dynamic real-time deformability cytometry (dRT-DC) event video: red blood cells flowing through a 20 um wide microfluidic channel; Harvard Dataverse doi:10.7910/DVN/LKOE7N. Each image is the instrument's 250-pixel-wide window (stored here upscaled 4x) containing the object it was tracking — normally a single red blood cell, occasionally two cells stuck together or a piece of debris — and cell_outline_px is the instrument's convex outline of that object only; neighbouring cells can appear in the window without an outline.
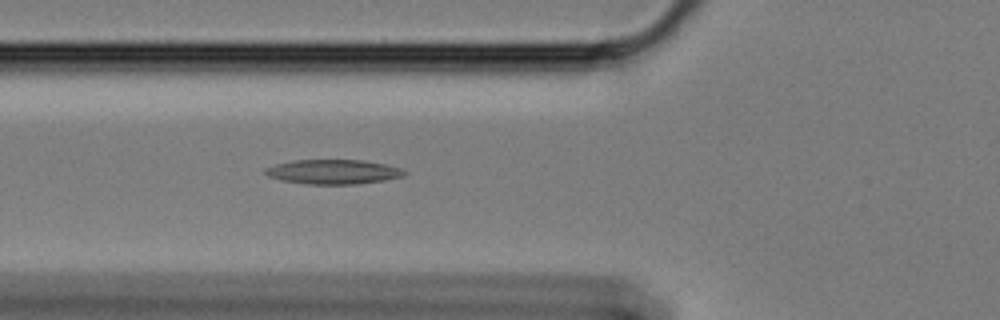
{"species": "Egyptian fruit bat (a non-hibernating species)", "species_latin": "Rousettus aegyptiacus", "temperature_condition": "cold", "stored_images_in_passage": 53, "camera_frame_rate_fps": 3000, "um_per_image_px": 0.085, "animal": {"sex": "female"}, "frame": {"image": 1, "passage_image": 16, "time_ms": 5.0, "image_size_px": [1000, 320], "cell_outline_px": [[408, 172], [404, 176], [384, 180], [356, 184], [308, 184], [280, 180], [268, 176], [264, 172], [264, 168], [276, 164], [292, 160], [360, 160], [384, 164], [400, 168]], "centroid_in_image_um": [28.3, 14.6], "position_along_channel_um": 97.5, "area_um2": 19.83}}
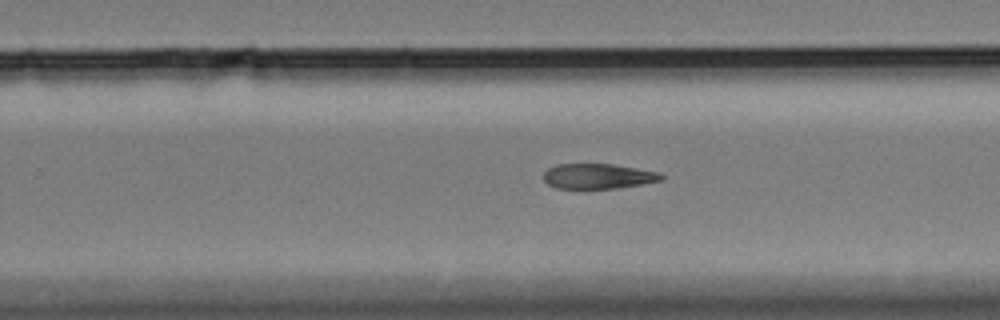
{"frame": {"image": 2, "passage_image": 32, "time_ms": 10.333, "image_size_px": [1000, 320], "cell_outline_px": [[664, 176], [660, 180], [640, 184], [616, 188], [556, 188], [548, 184], [544, 180], [544, 172], [548, 168], [556, 164], [612, 164], [636, 168], [656, 172]], "centroid_in_image_um": [50.77, 14.97], "position_along_channel_um": 279.0, "area_um2": 16.94}}
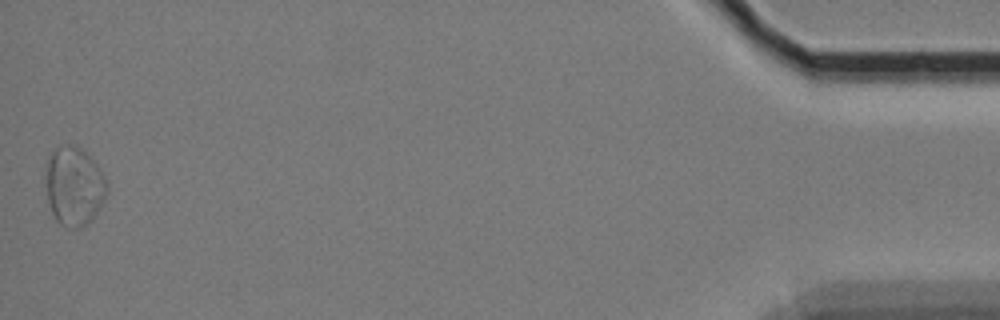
{"frame": {"image": 3, "passage_image": 53, "time_ms": 17.333, "image_size_px": [1000, 320], "cell_outline_px": [[108, 192], [96, 212], [88, 224], [80, 228], [72, 228], [60, 224], [56, 220], [52, 212], [48, 200], [44, 168], [52, 152], [56, 148], [68, 144], [72, 144], [80, 148], [96, 164], [108, 180]], "centroid_in_image_um": [6.3, 15.83], "position_along_channel_um": 428.9, "area_um2": 28.09}}